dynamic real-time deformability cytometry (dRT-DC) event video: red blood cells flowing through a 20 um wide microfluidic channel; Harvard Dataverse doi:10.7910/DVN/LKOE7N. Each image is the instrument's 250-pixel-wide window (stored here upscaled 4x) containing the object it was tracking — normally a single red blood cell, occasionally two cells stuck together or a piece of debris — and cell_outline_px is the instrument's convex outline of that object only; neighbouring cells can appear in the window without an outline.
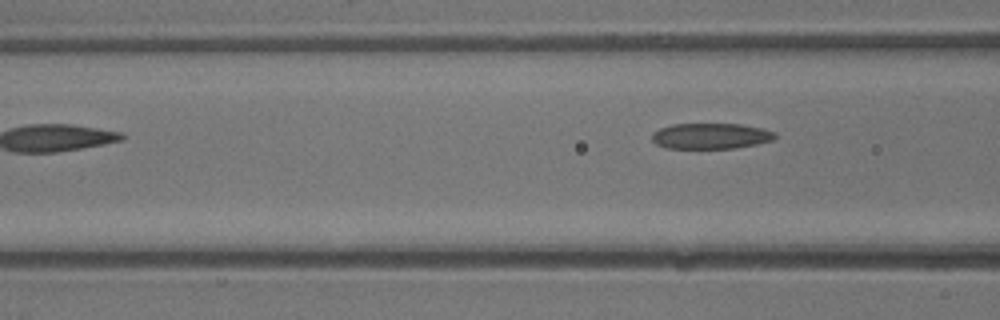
{"species": "common noctule bat (a hibernating species)", "species_latin": "Nyctalus noctula", "temperature_condition": "warm", "stored_images_in_passage": 9, "segment_of_instrument_passage": [2, 2], "camera_frame_rate_fps": 3000, "um_per_image_px": 0.085, "animal": {"sex": "male", "body_mass_g": 13.3}, "frame": {"image": 1, "passage_image": 9, "time_ms": 2.667, "image_size_px": [1000, 320], "cell_outline_px": [[776, 136], [772, 140], [756, 144], [736, 148], [664, 148], [656, 144], [652, 140], [652, 132], [660, 128], [672, 124], [740, 124], [760, 128], [776, 132]], "centroid_in_image_um": [60.38, 11.56], "position_along_channel_um": 106.2, "area_um2": 18.44}}